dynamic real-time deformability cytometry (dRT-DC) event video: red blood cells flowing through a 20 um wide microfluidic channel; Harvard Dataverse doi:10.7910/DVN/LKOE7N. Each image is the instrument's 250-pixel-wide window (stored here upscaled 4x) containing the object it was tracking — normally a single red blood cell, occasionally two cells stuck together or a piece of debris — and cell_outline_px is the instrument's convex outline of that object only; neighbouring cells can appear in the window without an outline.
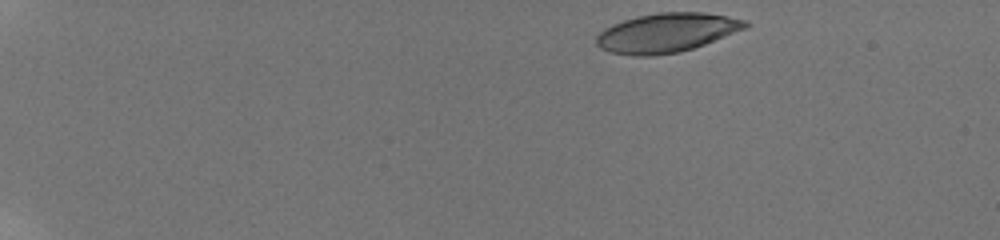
{"species": "human", "species_latin": "Homo sapiens", "temperature_condition": "room temperature", "stored_images_in_passage": 48, "camera_frame_rate_fps": 3000, "um_per_image_px": 0.085, "donor": {"sex": "male"}, "frame": {"image": 1, "passage_image": 1, "time_ms": 0.0, "image_size_px": [1000, 240], "cell_outline_px": [[752, 24], [744, 28], [704, 44], [680, 52], [652, 56], [636, 56], [608, 52], [600, 48], [596, 44], [596, 36], [604, 28], [612, 24], [636, 16], [660, 12], [704, 12], [748, 20]], "centroid_in_image_um": [56.63, 2.78], "position_along_channel_um": 28.4, "area_um2": 33.99}}
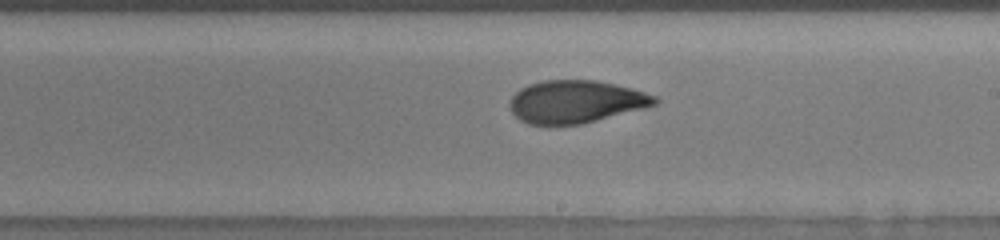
{"frame": {"image": 2, "passage_image": 28, "time_ms": 9.0, "image_size_px": [1000, 240], "cell_outline_px": [[660, 100], [656, 104], [644, 108], [580, 124], [528, 124], [520, 120], [512, 112], [508, 104], [512, 96], [520, 88], [528, 84], [544, 80], [596, 80], [616, 84], [632, 88], [656, 96]], "centroid_in_image_um": [48.93, 8.63], "position_along_channel_um": 240.1, "area_um2": 35.95}}
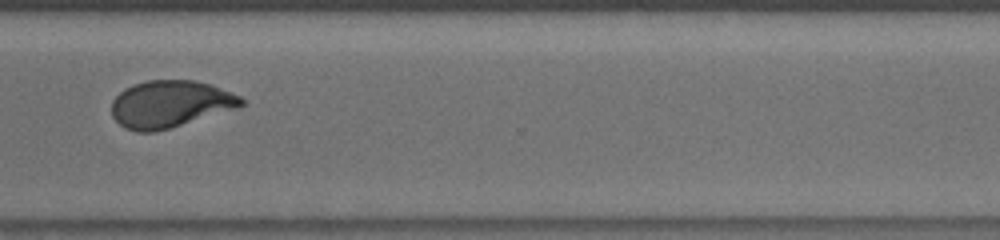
{"frame": {"image": 3, "passage_image": 37, "time_ms": 12.0, "image_size_px": [1000, 240], "cell_outline_px": [[248, 100], [244, 104], [236, 108], [168, 128], [152, 132], [136, 132], [124, 128], [112, 116], [112, 100], [124, 88], [132, 84], [148, 80], [196, 80], [212, 84], [232, 92]], "centroid_in_image_um": [14.46, 8.82], "position_along_channel_um": 356.1, "area_um2": 35.55}, "authors_computed_cell_mechanics": {"area_um2": 35.4603, "velocity_mm_per_s": 3.8657, "shape_relaxation_time_tau1_ms": 5.1048, "shape_relaxation_time_tau2_ms": 1.7064, "deformation_change_tau1": 0.2027, "deformation_change_tau2": 0.0792}}